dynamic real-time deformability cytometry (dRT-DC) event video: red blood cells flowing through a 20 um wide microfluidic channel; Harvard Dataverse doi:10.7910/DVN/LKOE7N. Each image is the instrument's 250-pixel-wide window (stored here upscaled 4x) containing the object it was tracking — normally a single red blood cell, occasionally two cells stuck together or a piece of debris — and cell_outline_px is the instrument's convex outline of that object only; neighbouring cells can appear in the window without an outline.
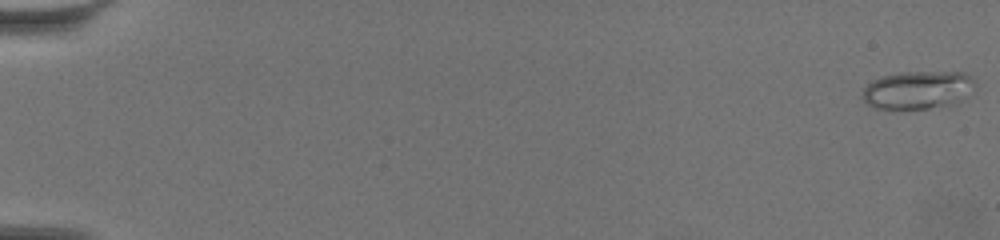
{"species": "common noctule bat (a hibernating species)", "species_latin": "Nyctalus noctula", "temperature_condition": "warm", "stored_images_in_passage": 57, "camera_frame_rate_fps": 3000, "um_per_image_px": 0.085, "animal": {"sex": "female", "body_mass_g": 19.5, "forearm_length_mm": 54.1}, "frame": {"image": 1, "passage_image": 1, "time_ms": 0.0, "image_size_px": [1000, 240], "cell_outline_px": [[976, 84], [968, 96], [956, 104], [928, 108], [876, 108], [868, 104], [860, 96], [864, 88], [872, 80], [884, 76], [900, 72], [964, 72], [972, 76], [976, 80]], "centroid_in_image_um": [78.07, 7.63], "position_along_channel_um": 6.9, "area_um2": 25.14}}
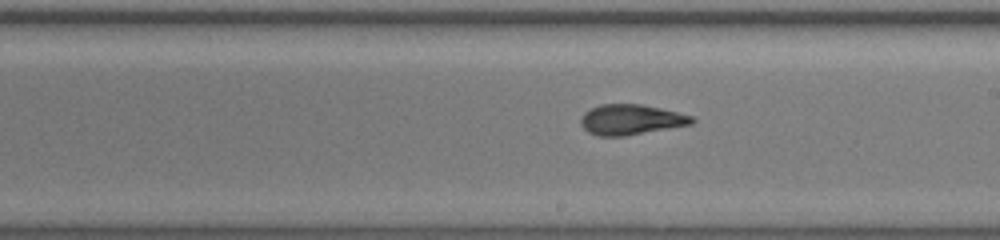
{"frame": {"image": 2, "passage_image": 38, "time_ms": 12.333, "image_size_px": [1000, 240], "cell_outline_px": [[696, 120], [692, 124], [624, 136], [600, 136], [588, 132], [580, 124], [580, 116], [584, 112], [600, 104], [640, 104], [660, 108], [692, 116]], "centroid_in_image_um": [53.6, 10.16], "position_along_channel_um": 235.4, "area_um2": 19.54}}
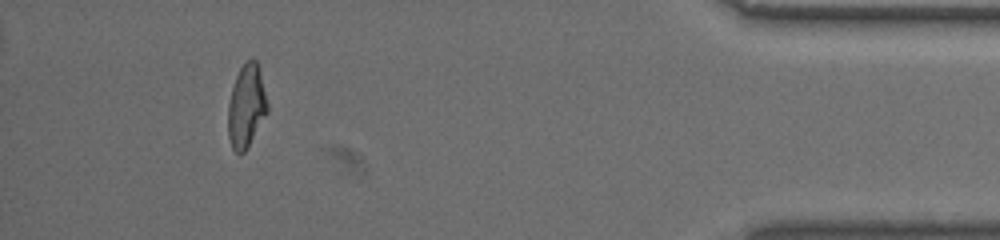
{"frame": {"image": 3, "passage_image": 53, "time_ms": 17.333, "image_size_px": [1000, 240], "cell_outline_px": [[268, 112], [244, 152], [240, 156], [232, 148], [228, 136], [228, 104], [232, 88], [236, 76], [240, 68], [248, 60], [256, 60], [260, 72], [268, 104]], "centroid_in_image_um": [20.93, 9.05], "position_along_channel_um": 414.3, "area_um2": 18.84}, "authors_computed_cell_mechanics": {"area_um2": 19.7098, "velocity_mm_per_s": 3.4672, "shape_relaxation_time_tau1_ms": 5.5769, "shape_relaxation_time_tau2_ms": 1.4774, "deformation_change_tau1": 0.2126, "deformation_change_tau2": 0.0813}}